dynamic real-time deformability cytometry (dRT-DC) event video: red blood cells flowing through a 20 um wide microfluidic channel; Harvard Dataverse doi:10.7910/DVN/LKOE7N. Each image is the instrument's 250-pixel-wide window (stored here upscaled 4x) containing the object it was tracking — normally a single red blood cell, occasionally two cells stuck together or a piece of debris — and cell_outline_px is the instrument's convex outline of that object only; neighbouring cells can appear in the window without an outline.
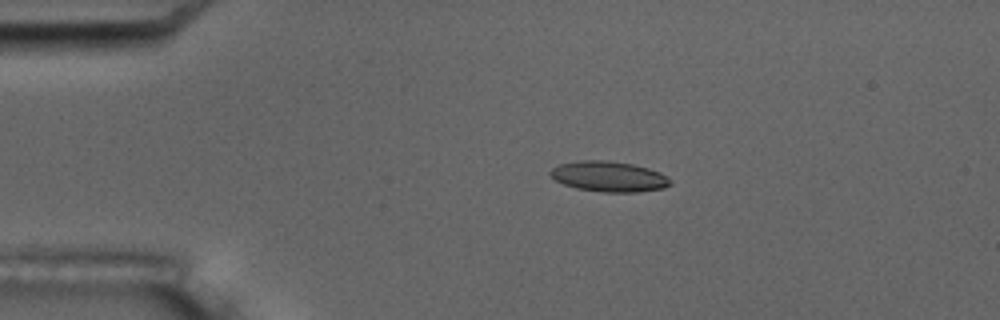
{"species": "common noctule bat (a hibernating species)", "species_latin": "Nyctalus noctula", "temperature_condition": "room temperature", "stored_images_in_passage": 6, "camera_frame_rate_fps": 3000, "um_per_image_px": 0.085, "animal": {"sex": "male", "body_mass_g": 17.5, "forearm_length_mm": 52.3}, "frame": {"image": 1, "passage_image": 4, "time_ms": 4.0, "image_size_px": [1000, 320], "cell_outline_px": [[672, 184], [664, 188], [636, 192], [604, 192], [576, 188], [564, 184], [556, 180], [548, 172], [552, 168], [560, 164], [580, 160], [604, 160], [632, 164], [648, 168], [660, 172], [672, 180]], "centroid_in_image_um": [51.77, 15.0], "position_along_channel_um": 33.2, "area_um2": 21.21}}
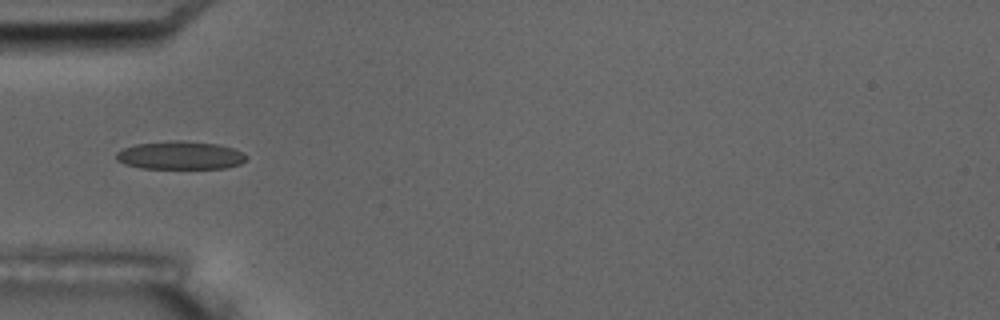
{"frame": {"image": 2, "passage_image": 6, "time_ms": 6.333, "image_size_px": [1000, 320], "cell_outline_px": [[248, 156], [240, 164], [224, 168], [140, 168], [124, 164], [116, 160], [116, 152], [124, 148], [136, 144], [168, 140], [176, 140], [216, 144], [232, 148]], "centroid_in_image_um": [15.27, 13.2], "position_along_channel_um": 69.7, "area_um2": 21.21}}